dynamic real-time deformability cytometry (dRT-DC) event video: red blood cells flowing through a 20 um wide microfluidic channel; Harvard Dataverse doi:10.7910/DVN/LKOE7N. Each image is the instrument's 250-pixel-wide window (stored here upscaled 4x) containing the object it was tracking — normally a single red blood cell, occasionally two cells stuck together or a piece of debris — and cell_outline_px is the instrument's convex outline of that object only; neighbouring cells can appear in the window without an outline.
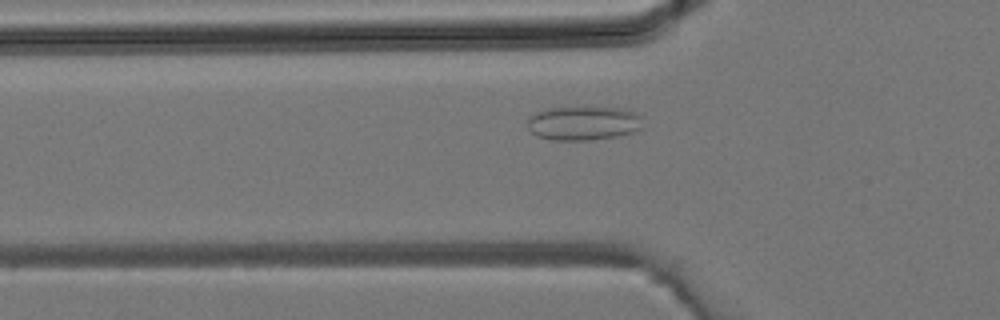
{"species": "common noctule bat (a hibernating species)", "species_latin": "Nyctalus noctula", "temperature_condition": "room temperature", "stored_images_in_passage": 28, "camera_frame_rate_fps": 3000, "um_per_image_px": 0.085, "animal": {"sex": "male", "body_mass_g": 19.2, "forearm_length_mm": 51.8}, "frame": {"image": 1, "passage_image": 3, "time_ms": 0.667, "image_size_px": [1000, 320], "cell_outline_px": [[640, 128], [636, 132], [616, 136], [588, 140], [552, 140], [536, 136], [528, 128], [528, 116], [536, 112], [548, 108], [620, 108], [632, 112], [640, 116]], "centroid_in_image_um": [49.53, 10.48], "position_along_channel_um": 76.3, "area_um2": 22.6}}
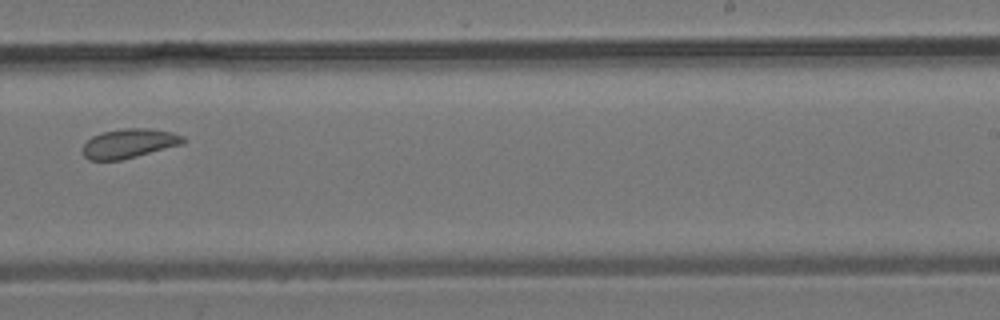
{"frame": {"image": 2, "passage_image": 14, "time_ms": 4.333, "image_size_px": [1000, 320], "cell_outline_px": [[188, 140], [184, 144], [120, 160], [88, 160], [84, 156], [84, 144], [92, 136], [100, 132], [124, 128], [148, 128], [172, 132], [184, 136]], "centroid_in_image_um": [11.01, 12.18], "position_along_channel_um": 278.0, "area_um2": 17.22}}
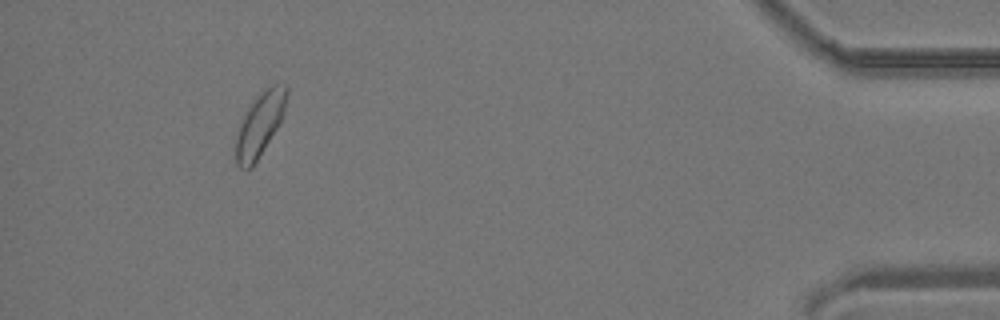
{"frame": {"image": 3, "passage_image": 25, "time_ms": 8.0, "image_size_px": [1000, 320], "cell_outline_px": [[288, 92], [284, 112], [276, 128], [252, 168], [240, 168], [236, 164], [236, 140], [240, 124], [248, 108], [260, 88], [272, 84], [288, 84]], "centroid_in_image_um": [22.1, 10.49], "position_along_channel_um": 413.1, "area_um2": 18.73}}